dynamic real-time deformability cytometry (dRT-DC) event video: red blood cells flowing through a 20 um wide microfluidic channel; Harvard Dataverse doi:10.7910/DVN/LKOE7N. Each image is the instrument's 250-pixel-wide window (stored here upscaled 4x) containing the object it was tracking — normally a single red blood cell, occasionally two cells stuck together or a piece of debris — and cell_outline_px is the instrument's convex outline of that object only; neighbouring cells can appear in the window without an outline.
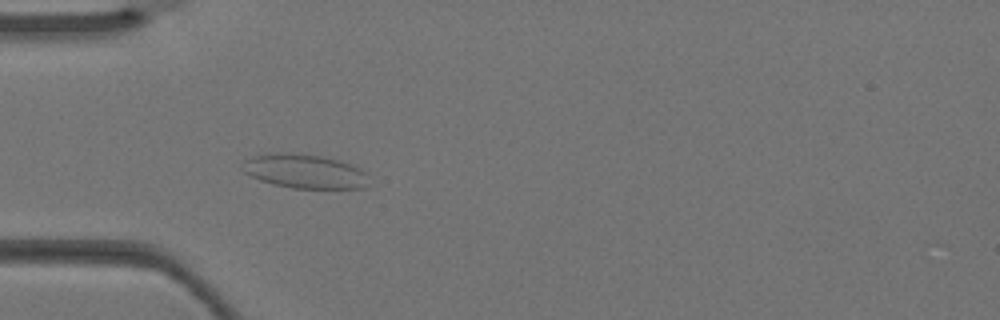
{"species": "Egyptian fruit bat (a non-hibernating species)", "species_latin": "Rousettus aegyptiacus", "temperature_condition": "warm", "stored_images_in_passage": 4, "camera_frame_rate_fps": 3000, "um_per_image_px": 0.085, "animal": {"sex": "female"}, "frame": {"image": 1, "passage_image": 4, "time_ms": 1.0, "image_size_px": [1000, 320], "cell_outline_px": [[364, 188], [292, 188], [272, 184], [260, 180], [244, 172], [244, 160], [252, 156], [276, 152], [280, 152], [320, 156], [340, 160], [352, 164], [360, 168], [364, 172]], "centroid_in_image_um": [25.84, 14.55], "position_along_channel_um": 59.2, "area_um2": 24.68}}